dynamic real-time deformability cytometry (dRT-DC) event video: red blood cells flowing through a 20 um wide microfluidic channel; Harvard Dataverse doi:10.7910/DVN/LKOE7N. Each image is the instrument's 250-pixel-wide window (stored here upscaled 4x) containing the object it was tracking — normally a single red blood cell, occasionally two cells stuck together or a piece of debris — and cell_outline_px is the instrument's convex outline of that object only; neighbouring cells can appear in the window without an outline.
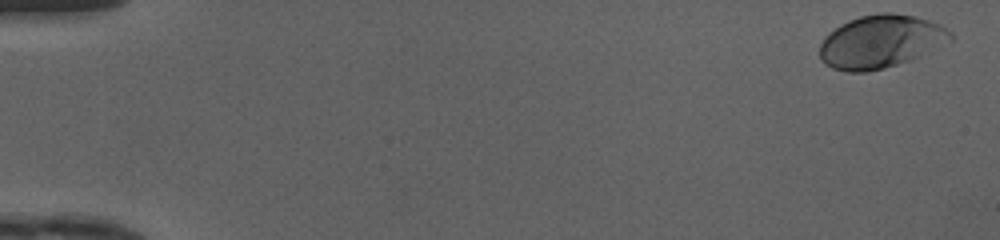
{"species": "human", "species_latin": "Homo sapiens", "temperature_condition": "cold", "stored_images_in_passage": 44, "camera_frame_rate_fps": 3000, "um_per_image_px": 0.085, "donor": {"sex": "female"}, "frame": {"image": 1, "passage_image": 2, "time_ms": 0.333, "image_size_px": [1000, 240], "cell_outline_px": [[952, 40], [908, 60], [884, 68], [868, 72], [848, 72], [832, 68], [824, 64], [820, 60], [820, 44], [824, 36], [828, 32], [840, 24], [848, 20], [860, 16], [884, 12], [892, 12], [912, 16], [928, 20], [940, 24], [952, 32]], "centroid_in_image_um": [74.8, 3.53], "position_along_channel_um": 10.2, "area_um2": 40.23}}
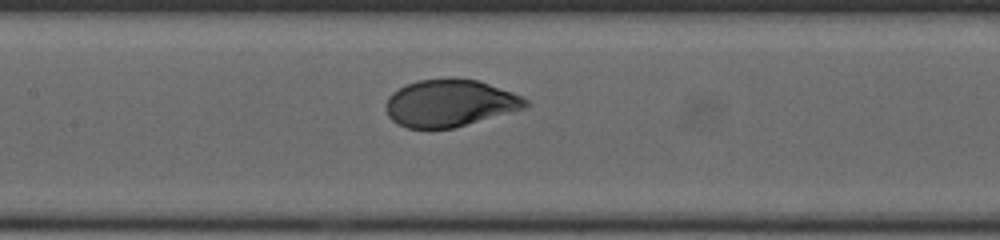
{"frame": {"image": 2, "passage_image": 25, "time_ms": 8.0, "image_size_px": [1000, 240], "cell_outline_px": [[528, 108], [452, 128], [408, 128], [396, 124], [388, 116], [384, 108], [384, 104], [388, 96], [392, 92], [416, 80], [448, 76], [456, 76], [480, 80], [512, 92], [528, 100]], "centroid_in_image_um": [38.22, 8.73], "position_along_channel_um": 169.2, "area_um2": 39.13}}
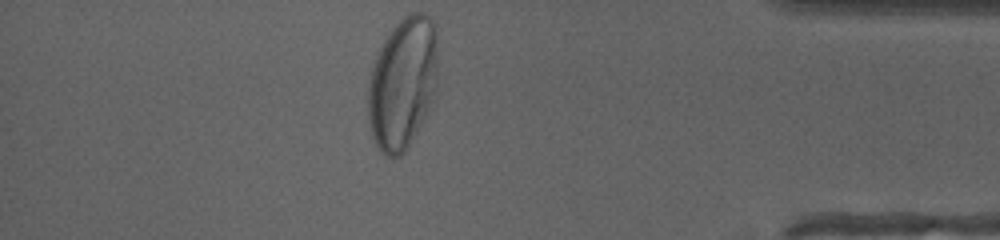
{"frame": {"image": 3, "passage_image": 44, "time_ms": 14.333, "image_size_px": [1000, 240], "cell_outline_px": [[436, 88], [432, 100], [408, 148], [400, 156], [388, 156], [376, 144], [372, 136], [368, 120], [368, 72], [372, 60], [384, 40], [392, 28], [408, 12], [424, 12], [436, 24]], "centroid_in_image_um": [34.19, 7.02], "position_along_channel_um": 401.0, "area_um2": 53.81}, "authors_computed_cell_mechanics": {"area_um2": 39.2751, "velocity_mm_per_s": 4.1646, "shape_relaxation_time_tau1_ms": 2.7196, "shape_relaxation_time_tau2_ms": null, "deformation_change_tau1": 0.1583, "deformation_change_tau2": null}}